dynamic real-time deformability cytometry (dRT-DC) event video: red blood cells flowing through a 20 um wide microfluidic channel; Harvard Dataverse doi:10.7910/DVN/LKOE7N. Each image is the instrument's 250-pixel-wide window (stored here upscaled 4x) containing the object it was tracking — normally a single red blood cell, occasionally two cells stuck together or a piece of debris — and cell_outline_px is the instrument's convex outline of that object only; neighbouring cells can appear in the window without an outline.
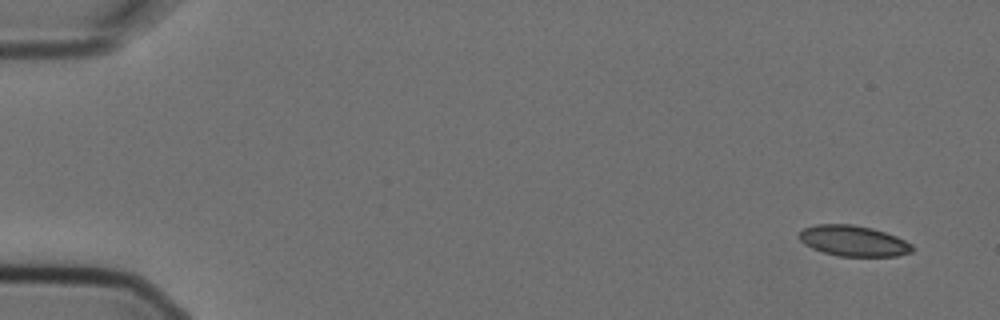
{"species": "Egyptian fruit bat (a non-hibernating species)", "species_latin": "Rousettus aegyptiacus", "temperature_condition": "cold", "stored_images_in_passage": 3, "camera_frame_rate_fps": 3000, "um_per_image_px": 0.085, "animal": {"sex": "female"}, "frame": {"image": 1, "passage_image": 1, "time_ms": 0.0, "image_size_px": [1000, 320], "cell_outline_px": [[916, 248], [912, 252], [896, 256], [840, 256], [824, 252], [812, 248], [804, 244], [800, 240], [800, 232], [804, 228], [816, 224], [852, 224], [872, 228], [896, 236], [912, 244]], "centroid_in_image_um": [72.57, 20.47], "position_along_channel_um": 12.4, "area_um2": 20.17}}